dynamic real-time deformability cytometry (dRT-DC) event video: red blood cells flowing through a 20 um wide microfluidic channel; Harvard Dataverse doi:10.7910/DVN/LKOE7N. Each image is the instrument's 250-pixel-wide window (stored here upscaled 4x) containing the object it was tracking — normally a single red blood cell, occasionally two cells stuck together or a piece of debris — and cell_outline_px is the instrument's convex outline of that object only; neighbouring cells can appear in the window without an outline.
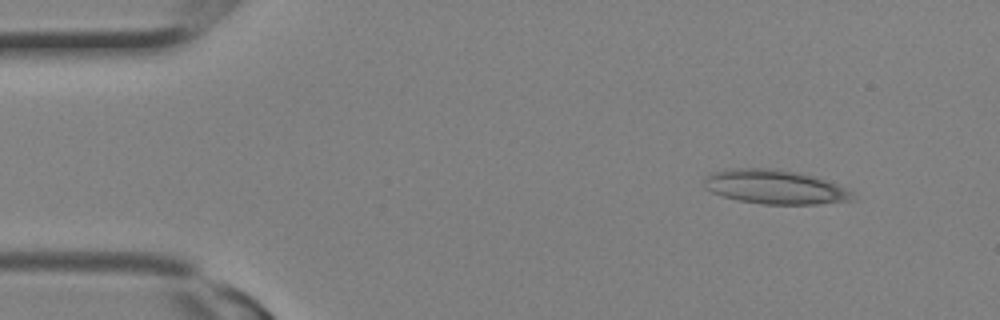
{"species": "Egyptian fruit bat (a non-hibernating species)", "species_latin": "Rousettus aegyptiacus", "temperature_condition": "room temperature", "stored_images_in_passage": 2, "camera_frame_rate_fps": 3000, "um_per_image_px": 0.085, "animal": {"sex": "female"}, "frame": {"image": 1, "passage_image": 1, "time_ms": 0.0, "image_size_px": [1000, 320], "cell_outline_px": [[860, 200], [816, 204], [764, 204], [740, 200], [724, 196], [712, 192], [704, 188], [704, 180], [712, 172], [732, 168], [776, 168], [800, 172], [816, 176], [836, 184], [852, 192]], "centroid_in_image_um": [65.93, 15.88], "position_along_channel_um": 19.1, "area_um2": 29.77}}